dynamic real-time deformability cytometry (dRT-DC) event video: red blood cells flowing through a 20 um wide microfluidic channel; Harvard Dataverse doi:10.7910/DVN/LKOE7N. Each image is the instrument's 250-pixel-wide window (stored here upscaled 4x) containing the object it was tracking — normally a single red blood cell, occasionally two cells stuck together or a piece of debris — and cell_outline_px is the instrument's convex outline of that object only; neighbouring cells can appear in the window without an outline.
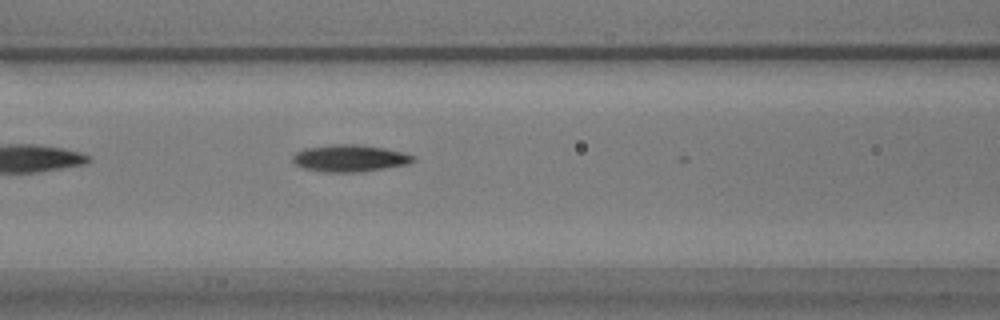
{"species": "common noctule bat (a hibernating species)", "species_latin": "Nyctalus noctula", "temperature_condition": "warm", "stored_images_in_passage": 9, "camera_frame_rate_fps": 3000, "um_per_image_px": 0.085, "animal": {"sex": "male", "body_mass_g": 17.9}, "frame": {"image": 1, "passage_image": 4, "time_ms": 1.0, "image_size_px": [1000, 320], "cell_outline_px": [[416, 160], [408, 164], [360, 172], [328, 172], [304, 168], [296, 164], [292, 160], [292, 156], [296, 152], [304, 148], [332, 144], [356, 144], [384, 148], [404, 152], [416, 156]], "centroid_in_image_um": [29.75, 13.44], "position_along_channel_um": 136.8, "area_um2": 18.96}}
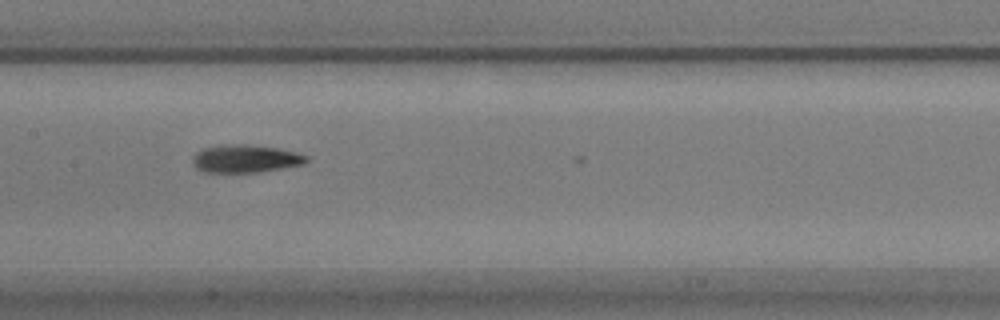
{"frame": {"image": 2, "passage_image": 8, "time_ms": 2.333, "image_size_px": [1000, 320], "cell_outline_px": [[308, 160], [304, 164], [284, 168], [260, 172], [204, 172], [196, 168], [192, 164], [192, 156], [196, 152], [204, 148], [224, 144], [248, 144], [276, 148], [296, 152], [308, 156]], "centroid_in_image_um": [20.85, 13.49], "position_along_channel_um": 186.6, "area_um2": 18.61}}